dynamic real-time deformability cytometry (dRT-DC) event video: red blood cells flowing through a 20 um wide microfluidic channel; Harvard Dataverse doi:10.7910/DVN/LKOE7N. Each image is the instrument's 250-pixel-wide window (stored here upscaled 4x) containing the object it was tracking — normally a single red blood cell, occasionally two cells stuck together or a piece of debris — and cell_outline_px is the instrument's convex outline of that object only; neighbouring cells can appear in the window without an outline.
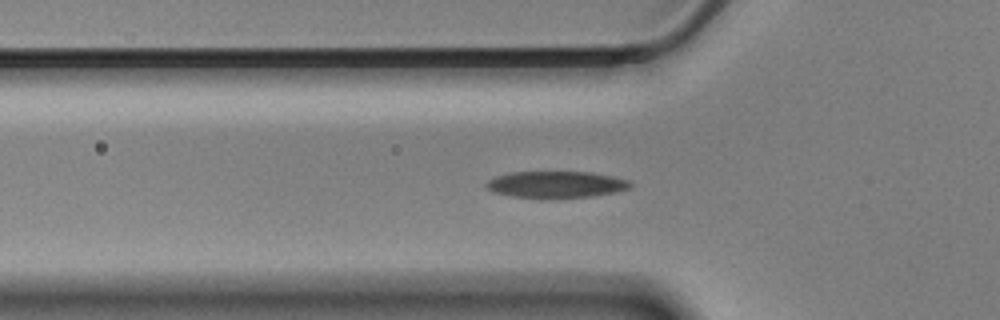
{"species": "Egyptian fruit bat (a non-hibernating species)", "species_latin": "Rousettus aegyptiacus", "temperature_condition": "cold", "stored_images_in_passage": 59, "camera_frame_rate_fps": 3000, "um_per_image_px": 0.085, "animal": {"sex": "male"}, "frame": {"image": 1, "passage_image": 19, "time_ms": 6.0, "image_size_px": [1000, 320], "cell_outline_px": [[632, 184], [628, 188], [616, 192], [592, 196], [548, 200], [512, 196], [492, 192], [484, 184], [488, 180], [496, 176], [508, 172], [592, 172], [612, 176], [628, 180]], "centroid_in_image_um": [47.23, 15.7], "position_along_channel_um": 78.6, "area_um2": 22.83}}
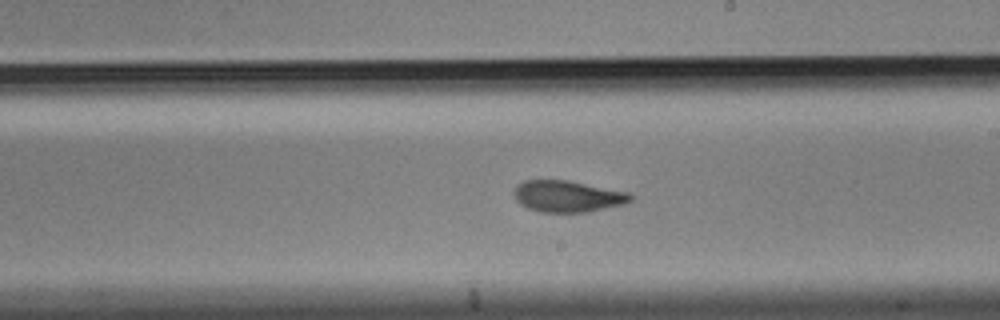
{"frame": {"image": 2, "passage_image": 33, "time_ms": 10.667, "image_size_px": [1000, 320], "cell_outline_px": [[632, 200], [624, 204], [588, 212], [540, 212], [528, 208], [520, 204], [516, 200], [512, 192], [516, 184], [524, 180], [568, 180], [628, 192], [632, 196]], "centroid_in_image_um": [48.2, 16.68], "position_along_channel_um": 240.8, "area_um2": 21.5}}
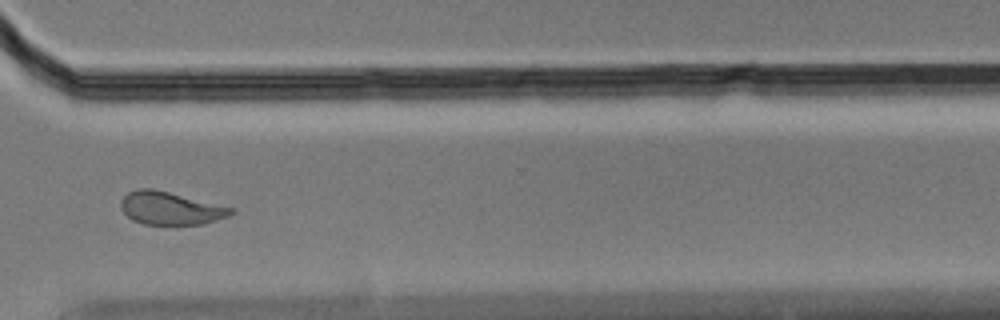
{"frame": {"image": 3, "passage_image": 43, "time_ms": 14.0, "image_size_px": [1000, 320], "cell_outline_px": [[236, 212], [228, 216], [204, 224], [144, 224], [132, 220], [120, 208], [120, 200], [128, 192], [140, 188], [152, 188], [236, 208]], "centroid_in_image_um": [14.5, 17.7], "position_along_channel_um": 356.1, "area_um2": 21.15}, "authors_computed_cell_mechanics": {"area_um2": 21.8484, "velocity_mm_per_s": 3.4626, "shape_relaxation_time_tau1_ms": 4.766, "shape_relaxation_time_tau2_ms": 2.5595, "deformation_change_tau1": 0.1558, "deformation_change_tau2": 0.0848}}